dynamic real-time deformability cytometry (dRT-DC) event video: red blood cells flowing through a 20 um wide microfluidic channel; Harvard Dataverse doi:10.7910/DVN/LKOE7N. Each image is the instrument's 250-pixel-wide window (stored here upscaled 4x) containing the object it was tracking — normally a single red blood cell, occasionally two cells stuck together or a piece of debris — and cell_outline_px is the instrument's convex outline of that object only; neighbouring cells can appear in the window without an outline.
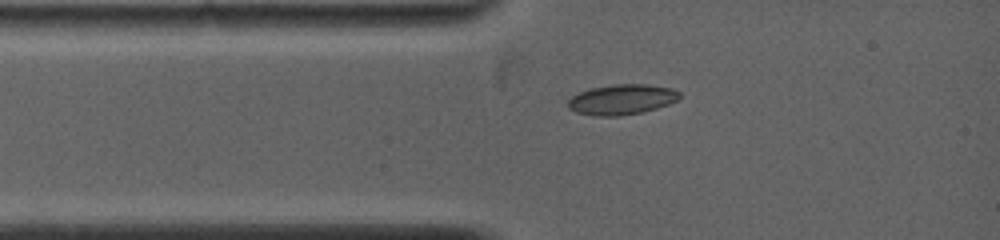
{"species": "common noctule bat (a hibernating species)", "species_latin": "Nyctalus noctula", "temperature_condition": "warm", "stored_images_in_passage": 51, "camera_frame_rate_fps": 5000, "um_per_image_px": 0.085, "animal": {"sex": "female", "body_mass_g": 19.0, "forearm_length_mm": 53.3}, "frame": {"image": 1, "passage_image": 1, "time_ms": 0.0, "image_size_px": [1000, 240], "cell_outline_px": [[680, 96], [676, 100], [668, 104], [644, 112], [620, 116], [596, 116], [576, 112], [568, 108], [568, 100], [572, 96], [588, 88], [612, 84], [648, 84], [672, 88], [680, 92]], "centroid_in_image_um": [52.84, 8.45], "position_along_channel_um": 32.2, "area_um2": 19.83}}
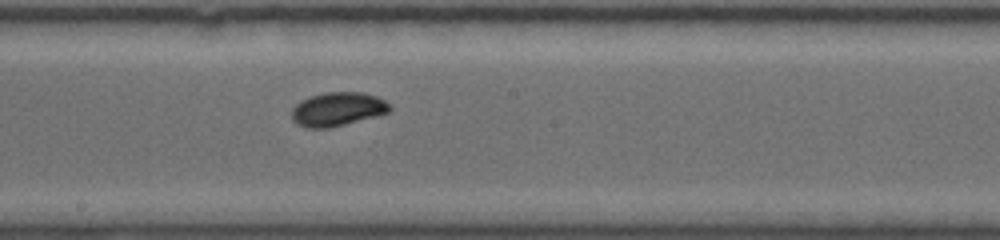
{"frame": {"image": 2, "passage_image": 21, "time_ms": 4.8, "image_size_px": [1000, 240], "cell_outline_px": [[392, 108], [388, 112], [344, 124], [328, 128], [304, 128], [296, 124], [292, 120], [292, 108], [300, 100], [312, 96], [328, 92], [360, 92], [376, 96], [384, 100]], "centroid_in_image_um": [28.64, 9.28], "position_along_channel_um": 219.6, "area_um2": 19.07}}
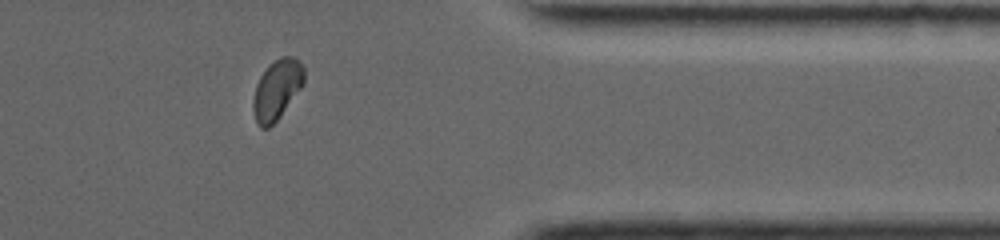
{"frame": {"image": 3, "passage_image": 40, "time_ms": 9.4, "image_size_px": [1000, 240], "cell_outline_px": [[304, 80], [300, 88], [280, 116], [268, 128], [260, 128], [256, 124], [252, 108], [252, 100], [256, 84], [260, 76], [268, 64], [280, 56], [292, 56], [300, 60], [304, 68]], "centroid_in_image_um": [23.5, 7.6], "position_along_channel_um": 387.9, "area_um2": 17.86}, "authors_computed_cell_mechanics": {"area_um2": 18.2648, "velocity_mm_per_s": 3.9862, "shape_relaxation_time_tau1_ms": 4.2825, "shape_relaxation_time_tau2_ms": null, "deformation_change_tau1": 0.115, "deformation_change_tau2": null}}